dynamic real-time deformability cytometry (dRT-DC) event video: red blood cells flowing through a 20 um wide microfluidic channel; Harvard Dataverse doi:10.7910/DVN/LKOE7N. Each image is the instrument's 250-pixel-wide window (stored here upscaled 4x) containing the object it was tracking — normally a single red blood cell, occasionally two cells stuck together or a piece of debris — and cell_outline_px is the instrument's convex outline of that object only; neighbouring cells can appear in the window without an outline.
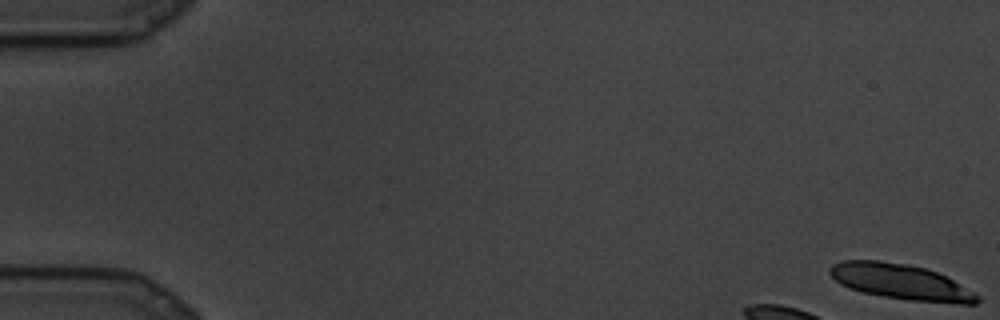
{"species": "common noctule bat (a hibernating species)", "species_latin": "Nyctalus noctula", "temperature_condition": "cold", "stored_images_in_passage": 16, "camera_frame_rate_fps": 3000, "um_per_image_px": 0.085, "animal": {"sex": "male", "body_mass_g": 19.5, "forearm_length_mm": 54.6}, "frame": {"image": 1, "passage_image": 1, "time_ms": 0.0, "image_size_px": [1000, 320], "cell_outline_px": [[980, 300], [976, 304], [960, 304], [908, 300], [884, 296], [864, 292], [840, 284], [828, 272], [828, 268], [832, 264], [844, 260], [880, 260], [904, 264], [924, 268], [936, 272], [952, 280], [980, 296]], "centroid_in_image_um": [76.56, 23.96], "position_along_channel_um": 8.4, "area_um2": 30.06}}